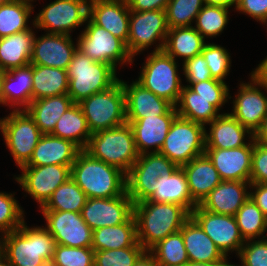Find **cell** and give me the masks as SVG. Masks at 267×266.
<instances>
[{
	"label": "cell",
	"instance_id": "obj_1",
	"mask_svg": "<svg viewBox=\"0 0 267 266\" xmlns=\"http://www.w3.org/2000/svg\"><path fill=\"white\" fill-rule=\"evenodd\" d=\"M137 241L149 251L168 235L181 230L191 214L174 203L142 201L133 204Z\"/></svg>",
	"mask_w": 267,
	"mask_h": 266
},
{
	"label": "cell",
	"instance_id": "obj_2",
	"mask_svg": "<svg viewBox=\"0 0 267 266\" xmlns=\"http://www.w3.org/2000/svg\"><path fill=\"white\" fill-rule=\"evenodd\" d=\"M71 178L87 198H114L127 191L126 173L81 150L71 166Z\"/></svg>",
	"mask_w": 267,
	"mask_h": 266
},
{
	"label": "cell",
	"instance_id": "obj_3",
	"mask_svg": "<svg viewBox=\"0 0 267 266\" xmlns=\"http://www.w3.org/2000/svg\"><path fill=\"white\" fill-rule=\"evenodd\" d=\"M55 246L54 237L45 227L29 228L25 222L1 237V252L10 266H39L42 259L53 257Z\"/></svg>",
	"mask_w": 267,
	"mask_h": 266
},
{
	"label": "cell",
	"instance_id": "obj_4",
	"mask_svg": "<svg viewBox=\"0 0 267 266\" xmlns=\"http://www.w3.org/2000/svg\"><path fill=\"white\" fill-rule=\"evenodd\" d=\"M67 74V94L74 103H80L95 93L105 91L119 81L113 66L92 60L78 48L68 65Z\"/></svg>",
	"mask_w": 267,
	"mask_h": 266
},
{
	"label": "cell",
	"instance_id": "obj_5",
	"mask_svg": "<svg viewBox=\"0 0 267 266\" xmlns=\"http://www.w3.org/2000/svg\"><path fill=\"white\" fill-rule=\"evenodd\" d=\"M85 151L126 174L140 155L129 123L92 133Z\"/></svg>",
	"mask_w": 267,
	"mask_h": 266
},
{
	"label": "cell",
	"instance_id": "obj_6",
	"mask_svg": "<svg viewBox=\"0 0 267 266\" xmlns=\"http://www.w3.org/2000/svg\"><path fill=\"white\" fill-rule=\"evenodd\" d=\"M177 168L159 152L140 154L126 174L127 194L133 204L147 200Z\"/></svg>",
	"mask_w": 267,
	"mask_h": 266
},
{
	"label": "cell",
	"instance_id": "obj_7",
	"mask_svg": "<svg viewBox=\"0 0 267 266\" xmlns=\"http://www.w3.org/2000/svg\"><path fill=\"white\" fill-rule=\"evenodd\" d=\"M177 63L176 59L164 50L153 51L147 56L136 81L158 97L176 106L183 87Z\"/></svg>",
	"mask_w": 267,
	"mask_h": 266
},
{
	"label": "cell",
	"instance_id": "obj_8",
	"mask_svg": "<svg viewBox=\"0 0 267 266\" xmlns=\"http://www.w3.org/2000/svg\"><path fill=\"white\" fill-rule=\"evenodd\" d=\"M78 104L91 133L126 123L125 94L120 80L109 89L95 93Z\"/></svg>",
	"mask_w": 267,
	"mask_h": 266
},
{
	"label": "cell",
	"instance_id": "obj_9",
	"mask_svg": "<svg viewBox=\"0 0 267 266\" xmlns=\"http://www.w3.org/2000/svg\"><path fill=\"white\" fill-rule=\"evenodd\" d=\"M205 126L177 116L159 153L178 167L205 153Z\"/></svg>",
	"mask_w": 267,
	"mask_h": 266
},
{
	"label": "cell",
	"instance_id": "obj_10",
	"mask_svg": "<svg viewBox=\"0 0 267 266\" xmlns=\"http://www.w3.org/2000/svg\"><path fill=\"white\" fill-rule=\"evenodd\" d=\"M0 130L15 163L25 165L43 133L25 110L12 111L0 118Z\"/></svg>",
	"mask_w": 267,
	"mask_h": 266
},
{
	"label": "cell",
	"instance_id": "obj_11",
	"mask_svg": "<svg viewBox=\"0 0 267 266\" xmlns=\"http://www.w3.org/2000/svg\"><path fill=\"white\" fill-rule=\"evenodd\" d=\"M84 31L78 37V49L96 62L113 66L132 63L126 44L109 31L94 24L89 18ZM118 63V64H117Z\"/></svg>",
	"mask_w": 267,
	"mask_h": 266
},
{
	"label": "cell",
	"instance_id": "obj_12",
	"mask_svg": "<svg viewBox=\"0 0 267 266\" xmlns=\"http://www.w3.org/2000/svg\"><path fill=\"white\" fill-rule=\"evenodd\" d=\"M168 30L165 10L130 11L129 37L126 44L129 54L134 58L152 44H156V41H159V44L154 51L163 50Z\"/></svg>",
	"mask_w": 267,
	"mask_h": 266
},
{
	"label": "cell",
	"instance_id": "obj_13",
	"mask_svg": "<svg viewBox=\"0 0 267 266\" xmlns=\"http://www.w3.org/2000/svg\"><path fill=\"white\" fill-rule=\"evenodd\" d=\"M90 0H54L35 16L33 25L47 33L70 35L87 22Z\"/></svg>",
	"mask_w": 267,
	"mask_h": 266
},
{
	"label": "cell",
	"instance_id": "obj_14",
	"mask_svg": "<svg viewBox=\"0 0 267 266\" xmlns=\"http://www.w3.org/2000/svg\"><path fill=\"white\" fill-rule=\"evenodd\" d=\"M250 77V82L240 83L230 114L254 134L267 116V96L260 90L267 92V85L253 71Z\"/></svg>",
	"mask_w": 267,
	"mask_h": 266
},
{
	"label": "cell",
	"instance_id": "obj_15",
	"mask_svg": "<svg viewBox=\"0 0 267 266\" xmlns=\"http://www.w3.org/2000/svg\"><path fill=\"white\" fill-rule=\"evenodd\" d=\"M22 174L15 177L33 199L42 207L53 192L69 178H71V166L43 165L21 166Z\"/></svg>",
	"mask_w": 267,
	"mask_h": 266
},
{
	"label": "cell",
	"instance_id": "obj_16",
	"mask_svg": "<svg viewBox=\"0 0 267 266\" xmlns=\"http://www.w3.org/2000/svg\"><path fill=\"white\" fill-rule=\"evenodd\" d=\"M46 219L45 228L56 244L69 247H92L93 230L72 211L41 210Z\"/></svg>",
	"mask_w": 267,
	"mask_h": 266
},
{
	"label": "cell",
	"instance_id": "obj_17",
	"mask_svg": "<svg viewBox=\"0 0 267 266\" xmlns=\"http://www.w3.org/2000/svg\"><path fill=\"white\" fill-rule=\"evenodd\" d=\"M191 217L226 257L229 256L228 252L234 251L238 256L245 241L240 234L235 216L215 214L197 205L192 210Z\"/></svg>",
	"mask_w": 267,
	"mask_h": 266
},
{
	"label": "cell",
	"instance_id": "obj_18",
	"mask_svg": "<svg viewBox=\"0 0 267 266\" xmlns=\"http://www.w3.org/2000/svg\"><path fill=\"white\" fill-rule=\"evenodd\" d=\"M133 215V202L127 191L114 198H87L82 219L94 231L101 227L123 224Z\"/></svg>",
	"mask_w": 267,
	"mask_h": 266
},
{
	"label": "cell",
	"instance_id": "obj_19",
	"mask_svg": "<svg viewBox=\"0 0 267 266\" xmlns=\"http://www.w3.org/2000/svg\"><path fill=\"white\" fill-rule=\"evenodd\" d=\"M72 36L46 33L33 39L30 64L49 66L67 70L78 43L74 44Z\"/></svg>",
	"mask_w": 267,
	"mask_h": 266
},
{
	"label": "cell",
	"instance_id": "obj_20",
	"mask_svg": "<svg viewBox=\"0 0 267 266\" xmlns=\"http://www.w3.org/2000/svg\"><path fill=\"white\" fill-rule=\"evenodd\" d=\"M254 138L244 146L232 149L205 148L223 181L250 182Z\"/></svg>",
	"mask_w": 267,
	"mask_h": 266
},
{
	"label": "cell",
	"instance_id": "obj_21",
	"mask_svg": "<svg viewBox=\"0 0 267 266\" xmlns=\"http://www.w3.org/2000/svg\"><path fill=\"white\" fill-rule=\"evenodd\" d=\"M178 116L176 107L173 106L166 114L144 117L138 120H126L129 123L136 148L139 154L159 152L164 144L165 138L170 130L171 124ZM148 150V151H147Z\"/></svg>",
	"mask_w": 267,
	"mask_h": 266
},
{
	"label": "cell",
	"instance_id": "obj_22",
	"mask_svg": "<svg viewBox=\"0 0 267 266\" xmlns=\"http://www.w3.org/2000/svg\"><path fill=\"white\" fill-rule=\"evenodd\" d=\"M88 18L127 44L130 18L127 0H90Z\"/></svg>",
	"mask_w": 267,
	"mask_h": 266
},
{
	"label": "cell",
	"instance_id": "obj_23",
	"mask_svg": "<svg viewBox=\"0 0 267 266\" xmlns=\"http://www.w3.org/2000/svg\"><path fill=\"white\" fill-rule=\"evenodd\" d=\"M119 80L122 82L125 94L126 120L164 115L173 107L170 102L158 97L136 80L130 85Z\"/></svg>",
	"mask_w": 267,
	"mask_h": 266
},
{
	"label": "cell",
	"instance_id": "obj_24",
	"mask_svg": "<svg viewBox=\"0 0 267 266\" xmlns=\"http://www.w3.org/2000/svg\"><path fill=\"white\" fill-rule=\"evenodd\" d=\"M250 185L247 181H222L199 206L215 214L235 216L250 197V192L247 191Z\"/></svg>",
	"mask_w": 267,
	"mask_h": 266
},
{
	"label": "cell",
	"instance_id": "obj_25",
	"mask_svg": "<svg viewBox=\"0 0 267 266\" xmlns=\"http://www.w3.org/2000/svg\"><path fill=\"white\" fill-rule=\"evenodd\" d=\"M210 131L205 130L206 148L232 149L247 145L245 137L253 138V133L237 121L230 113H221L211 123ZM247 133V134H246Z\"/></svg>",
	"mask_w": 267,
	"mask_h": 266
},
{
	"label": "cell",
	"instance_id": "obj_26",
	"mask_svg": "<svg viewBox=\"0 0 267 266\" xmlns=\"http://www.w3.org/2000/svg\"><path fill=\"white\" fill-rule=\"evenodd\" d=\"M81 149L69 140L43 134L34 148L30 160L23 166H72Z\"/></svg>",
	"mask_w": 267,
	"mask_h": 266
},
{
	"label": "cell",
	"instance_id": "obj_27",
	"mask_svg": "<svg viewBox=\"0 0 267 266\" xmlns=\"http://www.w3.org/2000/svg\"><path fill=\"white\" fill-rule=\"evenodd\" d=\"M227 100L228 98L200 97L189 86L183 85L175 107L179 117L206 126L220 115L218 112Z\"/></svg>",
	"mask_w": 267,
	"mask_h": 266
},
{
	"label": "cell",
	"instance_id": "obj_28",
	"mask_svg": "<svg viewBox=\"0 0 267 266\" xmlns=\"http://www.w3.org/2000/svg\"><path fill=\"white\" fill-rule=\"evenodd\" d=\"M193 200L200 205L208 194L223 180L206 153L182 166Z\"/></svg>",
	"mask_w": 267,
	"mask_h": 266
},
{
	"label": "cell",
	"instance_id": "obj_29",
	"mask_svg": "<svg viewBox=\"0 0 267 266\" xmlns=\"http://www.w3.org/2000/svg\"><path fill=\"white\" fill-rule=\"evenodd\" d=\"M180 232L189 262L209 263L228 260L192 217L184 223Z\"/></svg>",
	"mask_w": 267,
	"mask_h": 266
},
{
	"label": "cell",
	"instance_id": "obj_30",
	"mask_svg": "<svg viewBox=\"0 0 267 266\" xmlns=\"http://www.w3.org/2000/svg\"><path fill=\"white\" fill-rule=\"evenodd\" d=\"M32 82V64L6 71L2 81L1 104L9 105L14 111H20L23 107L22 110H25L32 101Z\"/></svg>",
	"mask_w": 267,
	"mask_h": 266
},
{
	"label": "cell",
	"instance_id": "obj_31",
	"mask_svg": "<svg viewBox=\"0 0 267 266\" xmlns=\"http://www.w3.org/2000/svg\"><path fill=\"white\" fill-rule=\"evenodd\" d=\"M74 104L68 94L33 100L25 111L43 134H51L57 121Z\"/></svg>",
	"mask_w": 267,
	"mask_h": 266
},
{
	"label": "cell",
	"instance_id": "obj_32",
	"mask_svg": "<svg viewBox=\"0 0 267 266\" xmlns=\"http://www.w3.org/2000/svg\"><path fill=\"white\" fill-rule=\"evenodd\" d=\"M34 36L31 28L0 38V67L8 71L30 65Z\"/></svg>",
	"mask_w": 267,
	"mask_h": 266
},
{
	"label": "cell",
	"instance_id": "obj_33",
	"mask_svg": "<svg viewBox=\"0 0 267 266\" xmlns=\"http://www.w3.org/2000/svg\"><path fill=\"white\" fill-rule=\"evenodd\" d=\"M32 77V101L68 93L67 70L32 64Z\"/></svg>",
	"mask_w": 267,
	"mask_h": 266
},
{
	"label": "cell",
	"instance_id": "obj_34",
	"mask_svg": "<svg viewBox=\"0 0 267 266\" xmlns=\"http://www.w3.org/2000/svg\"><path fill=\"white\" fill-rule=\"evenodd\" d=\"M137 242L136 220L132 215L123 224L101 227L93 231L94 251L132 247Z\"/></svg>",
	"mask_w": 267,
	"mask_h": 266
},
{
	"label": "cell",
	"instance_id": "obj_35",
	"mask_svg": "<svg viewBox=\"0 0 267 266\" xmlns=\"http://www.w3.org/2000/svg\"><path fill=\"white\" fill-rule=\"evenodd\" d=\"M206 42L202 35L193 27L169 28L164 51L173 57H182L185 62L200 55Z\"/></svg>",
	"mask_w": 267,
	"mask_h": 266
},
{
	"label": "cell",
	"instance_id": "obj_36",
	"mask_svg": "<svg viewBox=\"0 0 267 266\" xmlns=\"http://www.w3.org/2000/svg\"><path fill=\"white\" fill-rule=\"evenodd\" d=\"M145 201L178 204L183 206L190 214L198 205L190 194L187 176L182 167H178L159 190L154 191Z\"/></svg>",
	"mask_w": 267,
	"mask_h": 266
},
{
	"label": "cell",
	"instance_id": "obj_37",
	"mask_svg": "<svg viewBox=\"0 0 267 266\" xmlns=\"http://www.w3.org/2000/svg\"><path fill=\"white\" fill-rule=\"evenodd\" d=\"M51 135L69 140L81 150H85L92 133L78 103H74L63 113Z\"/></svg>",
	"mask_w": 267,
	"mask_h": 266
},
{
	"label": "cell",
	"instance_id": "obj_38",
	"mask_svg": "<svg viewBox=\"0 0 267 266\" xmlns=\"http://www.w3.org/2000/svg\"><path fill=\"white\" fill-rule=\"evenodd\" d=\"M33 0H9L0 5V38L31 29L27 22L33 11Z\"/></svg>",
	"mask_w": 267,
	"mask_h": 266
},
{
	"label": "cell",
	"instance_id": "obj_39",
	"mask_svg": "<svg viewBox=\"0 0 267 266\" xmlns=\"http://www.w3.org/2000/svg\"><path fill=\"white\" fill-rule=\"evenodd\" d=\"M86 201V194L72 178H69L53 192L52 196L41 207V210L81 213Z\"/></svg>",
	"mask_w": 267,
	"mask_h": 266
},
{
	"label": "cell",
	"instance_id": "obj_40",
	"mask_svg": "<svg viewBox=\"0 0 267 266\" xmlns=\"http://www.w3.org/2000/svg\"><path fill=\"white\" fill-rule=\"evenodd\" d=\"M149 252L160 266H186L189 263L183 236L180 231L162 239Z\"/></svg>",
	"mask_w": 267,
	"mask_h": 266
},
{
	"label": "cell",
	"instance_id": "obj_41",
	"mask_svg": "<svg viewBox=\"0 0 267 266\" xmlns=\"http://www.w3.org/2000/svg\"><path fill=\"white\" fill-rule=\"evenodd\" d=\"M235 218L244 241L255 240L267 232V217L250 197L236 212Z\"/></svg>",
	"mask_w": 267,
	"mask_h": 266
},
{
	"label": "cell",
	"instance_id": "obj_42",
	"mask_svg": "<svg viewBox=\"0 0 267 266\" xmlns=\"http://www.w3.org/2000/svg\"><path fill=\"white\" fill-rule=\"evenodd\" d=\"M228 14L229 8L205 4L196 17L194 28L204 39L216 37L228 24Z\"/></svg>",
	"mask_w": 267,
	"mask_h": 266
},
{
	"label": "cell",
	"instance_id": "obj_43",
	"mask_svg": "<svg viewBox=\"0 0 267 266\" xmlns=\"http://www.w3.org/2000/svg\"><path fill=\"white\" fill-rule=\"evenodd\" d=\"M205 4L204 0H170L165 9L168 28L191 27Z\"/></svg>",
	"mask_w": 267,
	"mask_h": 266
},
{
	"label": "cell",
	"instance_id": "obj_44",
	"mask_svg": "<svg viewBox=\"0 0 267 266\" xmlns=\"http://www.w3.org/2000/svg\"><path fill=\"white\" fill-rule=\"evenodd\" d=\"M145 251L138 241L132 247L95 251L94 266H133Z\"/></svg>",
	"mask_w": 267,
	"mask_h": 266
},
{
	"label": "cell",
	"instance_id": "obj_45",
	"mask_svg": "<svg viewBox=\"0 0 267 266\" xmlns=\"http://www.w3.org/2000/svg\"><path fill=\"white\" fill-rule=\"evenodd\" d=\"M24 211L10 193L0 192V233H10L24 223ZM3 233V234H2Z\"/></svg>",
	"mask_w": 267,
	"mask_h": 266
},
{
	"label": "cell",
	"instance_id": "obj_46",
	"mask_svg": "<svg viewBox=\"0 0 267 266\" xmlns=\"http://www.w3.org/2000/svg\"><path fill=\"white\" fill-rule=\"evenodd\" d=\"M92 247H69L56 244L53 258L57 266H94Z\"/></svg>",
	"mask_w": 267,
	"mask_h": 266
},
{
	"label": "cell",
	"instance_id": "obj_47",
	"mask_svg": "<svg viewBox=\"0 0 267 266\" xmlns=\"http://www.w3.org/2000/svg\"><path fill=\"white\" fill-rule=\"evenodd\" d=\"M201 54L213 78L224 81L229 74L231 59L228 50L214 43H206Z\"/></svg>",
	"mask_w": 267,
	"mask_h": 266
},
{
	"label": "cell",
	"instance_id": "obj_48",
	"mask_svg": "<svg viewBox=\"0 0 267 266\" xmlns=\"http://www.w3.org/2000/svg\"><path fill=\"white\" fill-rule=\"evenodd\" d=\"M265 238V239H264ZM267 236L261 239L245 241L238 257L242 265L234 266H267Z\"/></svg>",
	"mask_w": 267,
	"mask_h": 266
},
{
	"label": "cell",
	"instance_id": "obj_49",
	"mask_svg": "<svg viewBox=\"0 0 267 266\" xmlns=\"http://www.w3.org/2000/svg\"><path fill=\"white\" fill-rule=\"evenodd\" d=\"M250 183L267 184V145L254 140Z\"/></svg>",
	"mask_w": 267,
	"mask_h": 266
},
{
	"label": "cell",
	"instance_id": "obj_50",
	"mask_svg": "<svg viewBox=\"0 0 267 266\" xmlns=\"http://www.w3.org/2000/svg\"><path fill=\"white\" fill-rule=\"evenodd\" d=\"M206 64L202 54L183 62V75H185L186 82L191 85L192 83L213 79Z\"/></svg>",
	"mask_w": 267,
	"mask_h": 266
},
{
	"label": "cell",
	"instance_id": "obj_51",
	"mask_svg": "<svg viewBox=\"0 0 267 266\" xmlns=\"http://www.w3.org/2000/svg\"><path fill=\"white\" fill-rule=\"evenodd\" d=\"M189 86L194 92L204 98H229V88L225 81L218 79H209L197 83H192Z\"/></svg>",
	"mask_w": 267,
	"mask_h": 266
},
{
	"label": "cell",
	"instance_id": "obj_52",
	"mask_svg": "<svg viewBox=\"0 0 267 266\" xmlns=\"http://www.w3.org/2000/svg\"><path fill=\"white\" fill-rule=\"evenodd\" d=\"M237 11L248 14L258 22H263L267 17V0H237Z\"/></svg>",
	"mask_w": 267,
	"mask_h": 266
},
{
	"label": "cell",
	"instance_id": "obj_53",
	"mask_svg": "<svg viewBox=\"0 0 267 266\" xmlns=\"http://www.w3.org/2000/svg\"><path fill=\"white\" fill-rule=\"evenodd\" d=\"M170 0H127L130 11L165 10Z\"/></svg>",
	"mask_w": 267,
	"mask_h": 266
},
{
	"label": "cell",
	"instance_id": "obj_54",
	"mask_svg": "<svg viewBox=\"0 0 267 266\" xmlns=\"http://www.w3.org/2000/svg\"><path fill=\"white\" fill-rule=\"evenodd\" d=\"M249 188L254 190L253 192H250V198L267 217V184L251 183Z\"/></svg>",
	"mask_w": 267,
	"mask_h": 266
},
{
	"label": "cell",
	"instance_id": "obj_55",
	"mask_svg": "<svg viewBox=\"0 0 267 266\" xmlns=\"http://www.w3.org/2000/svg\"><path fill=\"white\" fill-rule=\"evenodd\" d=\"M133 266H160V265L157 263V260L149 251H145L133 264Z\"/></svg>",
	"mask_w": 267,
	"mask_h": 266
},
{
	"label": "cell",
	"instance_id": "obj_56",
	"mask_svg": "<svg viewBox=\"0 0 267 266\" xmlns=\"http://www.w3.org/2000/svg\"><path fill=\"white\" fill-rule=\"evenodd\" d=\"M255 141L267 145V116L253 135Z\"/></svg>",
	"mask_w": 267,
	"mask_h": 266
},
{
	"label": "cell",
	"instance_id": "obj_57",
	"mask_svg": "<svg viewBox=\"0 0 267 266\" xmlns=\"http://www.w3.org/2000/svg\"><path fill=\"white\" fill-rule=\"evenodd\" d=\"M253 72L267 85V57L260 62Z\"/></svg>",
	"mask_w": 267,
	"mask_h": 266
},
{
	"label": "cell",
	"instance_id": "obj_58",
	"mask_svg": "<svg viewBox=\"0 0 267 266\" xmlns=\"http://www.w3.org/2000/svg\"><path fill=\"white\" fill-rule=\"evenodd\" d=\"M186 266H234V264L229 263L228 261H218V262H189Z\"/></svg>",
	"mask_w": 267,
	"mask_h": 266
},
{
	"label": "cell",
	"instance_id": "obj_59",
	"mask_svg": "<svg viewBox=\"0 0 267 266\" xmlns=\"http://www.w3.org/2000/svg\"><path fill=\"white\" fill-rule=\"evenodd\" d=\"M204 1L206 4L229 8L235 6L237 0H204Z\"/></svg>",
	"mask_w": 267,
	"mask_h": 266
},
{
	"label": "cell",
	"instance_id": "obj_60",
	"mask_svg": "<svg viewBox=\"0 0 267 266\" xmlns=\"http://www.w3.org/2000/svg\"><path fill=\"white\" fill-rule=\"evenodd\" d=\"M39 266H57V264L54 261L53 257H48V258L42 259V262Z\"/></svg>",
	"mask_w": 267,
	"mask_h": 266
},
{
	"label": "cell",
	"instance_id": "obj_61",
	"mask_svg": "<svg viewBox=\"0 0 267 266\" xmlns=\"http://www.w3.org/2000/svg\"><path fill=\"white\" fill-rule=\"evenodd\" d=\"M0 266H10L6 256L0 251Z\"/></svg>",
	"mask_w": 267,
	"mask_h": 266
},
{
	"label": "cell",
	"instance_id": "obj_62",
	"mask_svg": "<svg viewBox=\"0 0 267 266\" xmlns=\"http://www.w3.org/2000/svg\"><path fill=\"white\" fill-rule=\"evenodd\" d=\"M5 73H6V71L3 70V69L0 67V105H1L2 81H3V78H4Z\"/></svg>",
	"mask_w": 267,
	"mask_h": 266
},
{
	"label": "cell",
	"instance_id": "obj_63",
	"mask_svg": "<svg viewBox=\"0 0 267 266\" xmlns=\"http://www.w3.org/2000/svg\"><path fill=\"white\" fill-rule=\"evenodd\" d=\"M9 0H0V5L8 2Z\"/></svg>",
	"mask_w": 267,
	"mask_h": 266
},
{
	"label": "cell",
	"instance_id": "obj_64",
	"mask_svg": "<svg viewBox=\"0 0 267 266\" xmlns=\"http://www.w3.org/2000/svg\"><path fill=\"white\" fill-rule=\"evenodd\" d=\"M264 25L267 24V17L266 19L262 22ZM267 26V25H266Z\"/></svg>",
	"mask_w": 267,
	"mask_h": 266
}]
</instances>
